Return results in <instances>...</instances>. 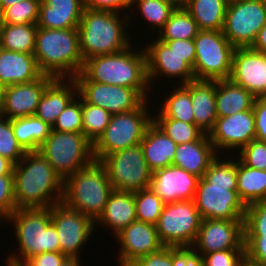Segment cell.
I'll return each mask as SVG.
<instances>
[{
	"label": "cell",
	"instance_id": "2",
	"mask_svg": "<svg viewBox=\"0 0 266 266\" xmlns=\"http://www.w3.org/2000/svg\"><path fill=\"white\" fill-rule=\"evenodd\" d=\"M13 173L16 209L48 208L62 201L64 182L39 150L26 151Z\"/></svg>",
	"mask_w": 266,
	"mask_h": 266
},
{
	"label": "cell",
	"instance_id": "18",
	"mask_svg": "<svg viewBox=\"0 0 266 266\" xmlns=\"http://www.w3.org/2000/svg\"><path fill=\"white\" fill-rule=\"evenodd\" d=\"M147 78L150 88L153 85L155 78H180V85H185L194 80L193 68L184 60V57L179 56L169 49V47L155 37V40L145 47Z\"/></svg>",
	"mask_w": 266,
	"mask_h": 266
},
{
	"label": "cell",
	"instance_id": "11",
	"mask_svg": "<svg viewBox=\"0 0 266 266\" xmlns=\"http://www.w3.org/2000/svg\"><path fill=\"white\" fill-rule=\"evenodd\" d=\"M100 163L106 169L113 190L134 193L150 187L152 171L140 144L106 155Z\"/></svg>",
	"mask_w": 266,
	"mask_h": 266
},
{
	"label": "cell",
	"instance_id": "5",
	"mask_svg": "<svg viewBox=\"0 0 266 266\" xmlns=\"http://www.w3.org/2000/svg\"><path fill=\"white\" fill-rule=\"evenodd\" d=\"M33 55L39 70L54 78H74L84 65L77 28H38Z\"/></svg>",
	"mask_w": 266,
	"mask_h": 266
},
{
	"label": "cell",
	"instance_id": "26",
	"mask_svg": "<svg viewBox=\"0 0 266 266\" xmlns=\"http://www.w3.org/2000/svg\"><path fill=\"white\" fill-rule=\"evenodd\" d=\"M42 74L33 54L0 48V84L4 87L34 81Z\"/></svg>",
	"mask_w": 266,
	"mask_h": 266
},
{
	"label": "cell",
	"instance_id": "13",
	"mask_svg": "<svg viewBox=\"0 0 266 266\" xmlns=\"http://www.w3.org/2000/svg\"><path fill=\"white\" fill-rule=\"evenodd\" d=\"M265 23L266 0H231L222 32L235 48L251 47Z\"/></svg>",
	"mask_w": 266,
	"mask_h": 266
},
{
	"label": "cell",
	"instance_id": "61",
	"mask_svg": "<svg viewBox=\"0 0 266 266\" xmlns=\"http://www.w3.org/2000/svg\"><path fill=\"white\" fill-rule=\"evenodd\" d=\"M241 266H257V265H255V264H253V263H250L249 261L245 260V261L241 264Z\"/></svg>",
	"mask_w": 266,
	"mask_h": 266
},
{
	"label": "cell",
	"instance_id": "44",
	"mask_svg": "<svg viewBox=\"0 0 266 266\" xmlns=\"http://www.w3.org/2000/svg\"><path fill=\"white\" fill-rule=\"evenodd\" d=\"M244 236L266 237V200L247 206L244 217Z\"/></svg>",
	"mask_w": 266,
	"mask_h": 266
},
{
	"label": "cell",
	"instance_id": "34",
	"mask_svg": "<svg viewBox=\"0 0 266 266\" xmlns=\"http://www.w3.org/2000/svg\"><path fill=\"white\" fill-rule=\"evenodd\" d=\"M172 92L167 94L168 97L162 102V106L158 107L157 117L153 118H171L184 121L186 123H194V115L192 112L191 100V81L185 85H175Z\"/></svg>",
	"mask_w": 266,
	"mask_h": 266
},
{
	"label": "cell",
	"instance_id": "27",
	"mask_svg": "<svg viewBox=\"0 0 266 266\" xmlns=\"http://www.w3.org/2000/svg\"><path fill=\"white\" fill-rule=\"evenodd\" d=\"M136 220L135 192L113 190L95 225L101 224L100 226L111 229L116 236Z\"/></svg>",
	"mask_w": 266,
	"mask_h": 266
},
{
	"label": "cell",
	"instance_id": "8",
	"mask_svg": "<svg viewBox=\"0 0 266 266\" xmlns=\"http://www.w3.org/2000/svg\"><path fill=\"white\" fill-rule=\"evenodd\" d=\"M147 103L146 99L135 110L112 114L104 133L93 144L95 161L100 162L106 155L141 143L147 127L153 122Z\"/></svg>",
	"mask_w": 266,
	"mask_h": 266
},
{
	"label": "cell",
	"instance_id": "51",
	"mask_svg": "<svg viewBox=\"0 0 266 266\" xmlns=\"http://www.w3.org/2000/svg\"><path fill=\"white\" fill-rule=\"evenodd\" d=\"M171 51L184 57V60L194 68L195 44L194 39L161 40Z\"/></svg>",
	"mask_w": 266,
	"mask_h": 266
},
{
	"label": "cell",
	"instance_id": "36",
	"mask_svg": "<svg viewBox=\"0 0 266 266\" xmlns=\"http://www.w3.org/2000/svg\"><path fill=\"white\" fill-rule=\"evenodd\" d=\"M199 31L197 22L184 6H177L156 37L159 40L194 39Z\"/></svg>",
	"mask_w": 266,
	"mask_h": 266
},
{
	"label": "cell",
	"instance_id": "28",
	"mask_svg": "<svg viewBox=\"0 0 266 266\" xmlns=\"http://www.w3.org/2000/svg\"><path fill=\"white\" fill-rule=\"evenodd\" d=\"M216 80L191 81V100L194 124L205 134L213 129L217 119Z\"/></svg>",
	"mask_w": 266,
	"mask_h": 266
},
{
	"label": "cell",
	"instance_id": "53",
	"mask_svg": "<svg viewBox=\"0 0 266 266\" xmlns=\"http://www.w3.org/2000/svg\"><path fill=\"white\" fill-rule=\"evenodd\" d=\"M256 140L266 143V97H256L253 103Z\"/></svg>",
	"mask_w": 266,
	"mask_h": 266
},
{
	"label": "cell",
	"instance_id": "14",
	"mask_svg": "<svg viewBox=\"0 0 266 266\" xmlns=\"http://www.w3.org/2000/svg\"><path fill=\"white\" fill-rule=\"evenodd\" d=\"M50 215L58 233L59 252L68 258L81 257L80 251L94 235L95 222L62 201L50 207Z\"/></svg>",
	"mask_w": 266,
	"mask_h": 266
},
{
	"label": "cell",
	"instance_id": "16",
	"mask_svg": "<svg viewBox=\"0 0 266 266\" xmlns=\"http://www.w3.org/2000/svg\"><path fill=\"white\" fill-rule=\"evenodd\" d=\"M217 154L221 150H241L256 139L255 115L253 109L236 112L227 117H217L213 129L208 134Z\"/></svg>",
	"mask_w": 266,
	"mask_h": 266
},
{
	"label": "cell",
	"instance_id": "10",
	"mask_svg": "<svg viewBox=\"0 0 266 266\" xmlns=\"http://www.w3.org/2000/svg\"><path fill=\"white\" fill-rule=\"evenodd\" d=\"M194 77L197 80L229 79L235 47L222 31L200 30L194 38Z\"/></svg>",
	"mask_w": 266,
	"mask_h": 266
},
{
	"label": "cell",
	"instance_id": "37",
	"mask_svg": "<svg viewBox=\"0 0 266 266\" xmlns=\"http://www.w3.org/2000/svg\"><path fill=\"white\" fill-rule=\"evenodd\" d=\"M142 16L141 18L148 21L152 29L158 33L164 28L165 23L169 20L171 13L176 9V5L169 0H132L131 7H136ZM154 27V28H153Z\"/></svg>",
	"mask_w": 266,
	"mask_h": 266
},
{
	"label": "cell",
	"instance_id": "49",
	"mask_svg": "<svg viewBox=\"0 0 266 266\" xmlns=\"http://www.w3.org/2000/svg\"><path fill=\"white\" fill-rule=\"evenodd\" d=\"M120 266H173L172 246H164L159 251L131 262L118 263Z\"/></svg>",
	"mask_w": 266,
	"mask_h": 266
},
{
	"label": "cell",
	"instance_id": "50",
	"mask_svg": "<svg viewBox=\"0 0 266 266\" xmlns=\"http://www.w3.org/2000/svg\"><path fill=\"white\" fill-rule=\"evenodd\" d=\"M173 266H203V256L193 246H172Z\"/></svg>",
	"mask_w": 266,
	"mask_h": 266
},
{
	"label": "cell",
	"instance_id": "42",
	"mask_svg": "<svg viewBox=\"0 0 266 266\" xmlns=\"http://www.w3.org/2000/svg\"><path fill=\"white\" fill-rule=\"evenodd\" d=\"M82 128V98L77 95L57 117L52 130L82 133Z\"/></svg>",
	"mask_w": 266,
	"mask_h": 266
},
{
	"label": "cell",
	"instance_id": "45",
	"mask_svg": "<svg viewBox=\"0 0 266 266\" xmlns=\"http://www.w3.org/2000/svg\"><path fill=\"white\" fill-rule=\"evenodd\" d=\"M239 152V160L247 167L266 170V143L252 140Z\"/></svg>",
	"mask_w": 266,
	"mask_h": 266
},
{
	"label": "cell",
	"instance_id": "20",
	"mask_svg": "<svg viewBox=\"0 0 266 266\" xmlns=\"http://www.w3.org/2000/svg\"><path fill=\"white\" fill-rule=\"evenodd\" d=\"M54 79L53 76L42 74L31 82L6 86L2 117L11 120L35 115L41 96Z\"/></svg>",
	"mask_w": 266,
	"mask_h": 266
},
{
	"label": "cell",
	"instance_id": "38",
	"mask_svg": "<svg viewBox=\"0 0 266 266\" xmlns=\"http://www.w3.org/2000/svg\"><path fill=\"white\" fill-rule=\"evenodd\" d=\"M112 114L102 107L85 102L82 99V133L94 144L110 123Z\"/></svg>",
	"mask_w": 266,
	"mask_h": 266
},
{
	"label": "cell",
	"instance_id": "23",
	"mask_svg": "<svg viewBox=\"0 0 266 266\" xmlns=\"http://www.w3.org/2000/svg\"><path fill=\"white\" fill-rule=\"evenodd\" d=\"M77 95L74 78H55L41 96L35 116L52 127L60 113Z\"/></svg>",
	"mask_w": 266,
	"mask_h": 266
},
{
	"label": "cell",
	"instance_id": "47",
	"mask_svg": "<svg viewBox=\"0 0 266 266\" xmlns=\"http://www.w3.org/2000/svg\"><path fill=\"white\" fill-rule=\"evenodd\" d=\"M16 210L14 173L0 176V215L6 220Z\"/></svg>",
	"mask_w": 266,
	"mask_h": 266
},
{
	"label": "cell",
	"instance_id": "60",
	"mask_svg": "<svg viewBox=\"0 0 266 266\" xmlns=\"http://www.w3.org/2000/svg\"><path fill=\"white\" fill-rule=\"evenodd\" d=\"M172 1L176 6H184L188 0H169Z\"/></svg>",
	"mask_w": 266,
	"mask_h": 266
},
{
	"label": "cell",
	"instance_id": "4",
	"mask_svg": "<svg viewBox=\"0 0 266 266\" xmlns=\"http://www.w3.org/2000/svg\"><path fill=\"white\" fill-rule=\"evenodd\" d=\"M130 12L84 9L77 27L83 61L97 55L121 52L133 44L127 35L126 23L132 19Z\"/></svg>",
	"mask_w": 266,
	"mask_h": 266
},
{
	"label": "cell",
	"instance_id": "30",
	"mask_svg": "<svg viewBox=\"0 0 266 266\" xmlns=\"http://www.w3.org/2000/svg\"><path fill=\"white\" fill-rule=\"evenodd\" d=\"M255 98L248 90L230 79L216 80L217 117H227L236 112L251 110Z\"/></svg>",
	"mask_w": 266,
	"mask_h": 266
},
{
	"label": "cell",
	"instance_id": "59",
	"mask_svg": "<svg viewBox=\"0 0 266 266\" xmlns=\"http://www.w3.org/2000/svg\"><path fill=\"white\" fill-rule=\"evenodd\" d=\"M4 86L0 84V118L3 116Z\"/></svg>",
	"mask_w": 266,
	"mask_h": 266
},
{
	"label": "cell",
	"instance_id": "35",
	"mask_svg": "<svg viewBox=\"0 0 266 266\" xmlns=\"http://www.w3.org/2000/svg\"><path fill=\"white\" fill-rule=\"evenodd\" d=\"M37 30V24H0V48L33 54Z\"/></svg>",
	"mask_w": 266,
	"mask_h": 266
},
{
	"label": "cell",
	"instance_id": "55",
	"mask_svg": "<svg viewBox=\"0 0 266 266\" xmlns=\"http://www.w3.org/2000/svg\"><path fill=\"white\" fill-rule=\"evenodd\" d=\"M250 48L266 55V23L258 31L257 37Z\"/></svg>",
	"mask_w": 266,
	"mask_h": 266
},
{
	"label": "cell",
	"instance_id": "17",
	"mask_svg": "<svg viewBox=\"0 0 266 266\" xmlns=\"http://www.w3.org/2000/svg\"><path fill=\"white\" fill-rule=\"evenodd\" d=\"M78 95L87 103L111 114L137 109L145 99L134 89L97 82H76Z\"/></svg>",
	"mask_w": 266,
	"mask_h": 266
},
{
	"label": "cell",
	"instance_id": "9",
	"mask_svg": "<svg viewBox=\"0 0 266 266\" xmlns=\"http://www.w3.org/2000/svg\"><path fill=\"white\" fill-rule=\"evenodd\" d=\"M39 151L63 182L95 161L93 144L83 133L52 130Z\"/></svg>",
	"mask_w": 266,
	"mask_h": 266
},
{
	"label": "cell",
	"instance_id": "58",
	"mask_svg": "<svg viewBox=\"0 0 266 266\" xmlns=\"http://www.w3.org/2000/svg\"><path fill=\"white\" fill-rule=\"evenodd\" d=\"M18 1H22V0H1L0 1V13L6 8L9 7L13 4H15Z\"/></svg>",
	"mask_w": 266,
	"mask_h": 266
},
{
	"label": "cell",
	"instance_id": "56",
	"mask_svg": "<svg viewBox=\"0 0 266 266\" xmlns=\"http://www.w3.org/2000/svg\"><path fill=\"white\" fill-rule=\"evenodd\" d=\"M14 170V164L8 159L0 156V176L9 175Z\"/></svg>",
	"mask_w": 266,
	"mask_h": 266
},
{
	"label": "cell",
	"instance_id": "62",
	"mask_svg": "<svg viewBox=\"0 0 266 266\" xmlns=\"http://www.w3.org/2000/svg\"><path fill=\"white\" fill-rule=\"evenodd\" d=\"M1 221H2V223H4L5 222V219L0 215V224H1Z\"/></svg>",
	"mask_w": 266,
	"mask_h": 266
},
{
	"label": "cell",
	"instance_id": "41",
	"mask_svg": "<svg viewBox=\"0 0 266 266\" xmlns=\"http://www.w3.org/2000/svg\"><path fill=\"white\" fill-rule=\"evenodd\" d=\"M41 0H22L0 13V24H37Z\"/></svg>",
	"mask_w": 266,
	"mask_h": 266
},
{
	"label": "cell",
	"instance_id": "1",
	"mask_svg": "<svg viewBox=\"0 0 266 266\" xmlns=\"http://www.w3.org/2000/svg\"><path fill=\"white\" fill-rule=\"evenodd\" d=\"M219 154L199 179L193 198L201 219L244 220L247 206L237 192V159Z\"/></svg>",
	"mask_w": 266,
	"mask_h": 266
},
{
	"label": "cell",
	"instance_id": "29",
	"mask_svg": "<svg viewBox=\"0 0 266 266\" xmlns=\"http://www.w3.org/2000/svg\"><path fill=\"white\" fill-rule=\"evenodd\" d=\"M140 145L152 172L173 165L177 144L154 122L147 127Z\"/></svg>",
	"mask_w": 266,
	"mask_h": 266
},
{
	"label": "cell",
	"instance_id": "21",
	"mask_svg": "<svg viewBox=\"0 0 266 266\" xmlns=\"http://www.w3.org/2000/svg\"><path fill=\"white\" fill-rule=\"evenodd\" d=\"M116 237L119 242V263L131 262L159 251L164 245L158 237L156 225L133 221Z\"/></svg>",
	"mask_w": 266,
	"mask_h": 266
},
{
	"label": "cell",
	"instance_id": "19",
	"mask_svg": "<svg viewBox=\"0 0 266 266\" xmlns=\"http://www.w3.org/2000/svg\"><path fill=\"white\" fill-rule=\"evenodd\" d=\"M229 79L254 97H266V55L250 47L235 48Z\"/></svg>",
	"mask_w": 266,
	"mask_h": 266
},
{
	"label": "cell",
	"instance_id": "46",
	"mask_svg": "<svg viewBox=\"0 0 266 266\" xmlns=\"http://www.w3.org/2000/svg\"><path fill=\"white\" fill-rule=\"evenodd\" d=\"M202 256L203 266H241L246 260L245 250H222Z\"/></svg>",
	"mask_w": 266,
	"mask_h": 266
},
{
	"label": "cell",
	"instance_id": "7",
	"mask_svg": "<svg viewBox=\"0 0 266 266\" xmlns=\"http://www.w3.org/2000/svg\"><path fill=\"white\" fill-rule=\"evenodd\" d=\"M112 191L105 167L94 161L64 181L62 202L96 222Z\"/></svg>",
	"mask_w": 266,
	"mask_h": 266
},
{
	"label": "cell",
	"instance_id": "43",
	"mask_svg": "<svg viewBox=\"0 0 266 266\" xmlns=\"http://www.w3.org/2000/svg\"><path fill=\"white\" fill-rule=\"evenodd\" d=\"M26 154L18 143L12 128L11 120L0 118V156L16 165Z\"/></svg>",
	"mask_w": 266,
	"mask_h": 266
},
{
	"label": "cell",
	"instance_id": "48",
	"mask_svg": "<svg viewBox=\"0 0 266 266\" xmlns=\"http://www.w3.org/2000/svg\"><path fill=\"white\" fill-rule=\"evenodd\" d=\"M246 260L257 266H266V237L244 236Z\"/></svg>",
	"mask_w": 266,
	"mask_h": 266
},
{
	"label": "cell",
	"instance_id": "33",
	"mask_svg": "<svg viewBox=\"0 0 266 266\" xmlns=\"http://www.w3.org/2000/svg\"><path fill=\"white\" fill-rule=\"evenodd\" d=\"M237 192L246 206L266 200V170L247 167L238 159Z\"/></svg>",
	"mask_w": 266,
	"mask_h": 266
},
{
	"label": "cell",
	"instance_id": "57",
	"mask_svg": "<svg viewBox=\"0 0 266 266\" xmlns=\"http://www.w3.org/2000/svg\"><path fill=\"white\" fill-rule=\"evenodd\" d=\"M80 258H67L61 266H80Z\"/></svg>",
	"mask_w": 266,
	"mask_h": 266
},
{
	"label": "cell",
	"instance_id": "15",
	"mask_svg": "<svg viewBox=\"0 0 266 266\" xmlns=\"http://www.w3.org/2000/svg\"><path fill=\"white\" fill-rule=\"evenodd\" d=\"M193 247L201 255L222 250H245L244 220L202 219Z\"/></svg>",
	"mask_w": 266,
	"mask_h": 266
},
{
	"label": "cell",
	"instance_id": "3",
	"mask_svg": "<svg viewBox=\"0 0 266 266\" xmlns=\"http://www.w3.org/2000/svg\"><path fill=\"white\" fill-rule=\"evenodd\" d=\"M74 80L134 88L145 100H150L144 49L135 50L129 46L115 54L90 57L84 61L82 71Z\"/></svg>",
	"mask_w": 266,
	"mask_h": 266
},
{
	"label": "cell",
	"instance_id": "24",
	"mask_svg": "<svg viewBox=\"0 0 266 266\" xmlns=\"http://www.w3.org/2000/svg\"><path fill=\"white\" fill-rule=\"evenodd\" d=\"M84 11L82 0H41L38 28H77Z\"/></svg>",
	"mask_w": 266,
	"mask_h": 266
},
{
	"label": "cell",
	"instance_id": "12",
	"mask_svg": "<svg viewBox=\"0 0 266 266\" xmlns=\"http://www.w3.org/2000/svg\"><path fill=\"white\" fill-rule=\"evenodd\" d=\"M201 220L193 200L167 203L156 224L159 240L164 246H193Z\"/></svg>",
	"mask_w": 266,
	"mask_h": 266
},
{
	"label": "cell",
	"instance_id": "54",
	"mask_svg": "<svg viewBox=\"0 0 266 266\" xmlns=\"http://www.w3.org/2000/svg\"><path fill=\"white\" fill-rule=\"evenodd\" d=\"M68 257L60 252H44L32 256L21 266H61Z\"/></svg>",
	"mask_w": 266,
	"mask_h": 266
},
{
	"label": "cell",
	"instance_id": "32",
	"mask_svg": "<svg viewBox=\"0 0 266 266\" xmlns=\"http://www.w3.org/2000/svg\"><path fill=\"white\" fill-rule=\"evenodd\" d=\"M14 135L25 151H37L52 127L35 115L11 119Z\"/></svg>",
	"mask_w": 266,
	"mask_h": 266
},
{
	"label": "cell",
	"instance_id": "6",
	"mask_svg": "<svg viewBox=\"0 0 266 266\" xmlns=\"http://www.w3.org/2000/svg\"><path fill=\"white\" fill-rule=\"evenodd\" d=\"M5 221L13 224L20 252L7 256V266H21L32 256L44 252H59L58 233L51 223L50 207L16 209Z\"/></svg>",
	"mask_w": 266,
	"mask_h": 266
},
{
	"label": "cell",
	"instance_id": "22",
	"mask_svg": "<svg viewBox=\"0 0 266 266\" xmlns=\"http://www.w3.org/2000/svg\"><path fill=\"white\" fill-rule=\"evenodd\" d=\"M199 177L170 165L152 172L150 188L167 203L193 200Z\"/></svg>",
	"mask_w": 266,
	"mask_h": 266
},
{
	"label": "cell",
	"instance_id": "31",
	"mask_svg": "<svg viewBox=\"0 0 266 266\" xmlns=\"http://www.w3.org/2000/svg\"><path fill=\"white\" fill-rule=\"evenodd\" d=\"M229 0H188L184 8L199 30L222 31Z\"/></svg>",
	"mask_w": 266,
	"mask_h": 266
},
{
	"label": "cell",
	"instance_id": "39",
	"mask_svg": "<svg viewBox=\"0 0 266 266\" xmlns=\"http://www.w3.org/2000/svg\"><path fill=\"white\" fill-rule=\"evenodd\" d=\"M153 122L176 144L197 141L204 134L194 123L171 118H153Z\"/></svg>",
	"mask_w": 266,
	"mask_h": 266
},
{
	"label": "cell",
	"instance_id": "40",
	"mask_svg": "<svg viewBox=\"0 0 266 266\" xmlns=\"http://www.w3.org/2000/svg\"><path fill=\"white\" fill-rule=\"evenodd\" d=\"M137 220L156 225L165 203L149 187L135 192Z\"/></svg>",
	"mask_w": 266,
	"mask_h": 266
},
{
	"label": "cell",
	"instance_id": "25",
	"mask_svg": "<svg viewBox=\"0 0 266 266\" xmlns=\"http://www.w3.org/2000/svg\"><path fill=\"white\" fill-rule=\"evenodd\" d=\"M217 156L208 134L204 133L197 141L177 144L173 165L202 178Z\"/></svg>",
	"mask_w": 266,
	"mask_h": 266
},
{
	"label": "cell",
	"instance_id": "52",
	"mask_svg": "<svg viewBox=\"0 0 266 266\" xmlns=\"http://www.w3.org/2000/svg\"><path fill=\"white\" fill-rule=\"evenodd\" d=\"M131 1L132 0H82V5L84 9L120 13V10L123 12L124 9H133L131 7Z\"/></svg>",
	"mask_w": 266,
	"mask_h": 266
}]
</instances>
